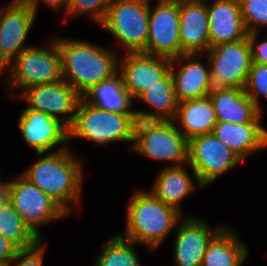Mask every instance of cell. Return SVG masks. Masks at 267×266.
<instances>
[{
  "label": "cell",
  "instance_id": "obj_1",
  "mask_svg": "<svg viewBox=\"0 0 267 266\" xmlns=\"http://www.w3.org/2000/svg\"><path fill=\"white\" fill-rule=\"evenodd\" d=\"M36 155L40 158L21 174L70 215L81 201L83 160L77 158L69 147Z\"/></svg>",
  "mask_w": 267,
  "mask_h": 266
},
{
  "label": "cell",
  "instance_id": "obj_2",
  "mask_svg": "<svg viewBox=\"0 0 267 266\" xmlns=\"http://www.w3.org/2000/svg\"><path fill=\"white\" fill-rule=\"evenodd\" d=\"M61 54L63 79L81 96L118 71L117 52L88 40L55 38Z\"/></svg>",
  "mask_w": 267,
  "mask_h": 266
},
{
  "label": "cell",
  "instance_id": "obj_3",
  "mask_svg": "<svg viewBox=\"0 0 267 266\" xmlns=\"http://www.w3.org/2000/svg\"><path fill=\"white\" fill-rule=\"evenodd\" d=\"M131 195L126 206L125 230L119 234L153 252L176 229L183 214L150 191L135 189Z\"/></svg>",
  "mask_w": 267,
  "mask_h": 266
},
{
  "label": "cell",
  "instance_id": "obj_4",
  "mask_svg": "<svg viewBox=\"0 0 267 266\" xmlns=\"http://www.w3.org/2000/svg\"><path fill=\"white\" fill-rule=\"evenodd\" d=\"M150 0H112L100 27L129 52H145L149 34Z\"/></svg>",
  "mask_w": 267,
  "mask_h": 266
},
{
  "label": "cell",
  "instance_id": "obj_5",
  "mask_svg": "<svg viewBox=\"0 0 267 266\" xmlns=\"http://www.w3.org/2000/svg\"><path fill=\"white\" fill-rule=\"evenodd\" d=\"M8 90L56 82L63 79L61 54L55 37L46 47L37 45L23 50L10 64L7 73Z\"/></svg>",
  "mask_w": 267,
  "mask_h": 266
},
{
  "label": "cell",
  "instance_id": "obj_6",
  "mask_svg": "<svg viewBox=\"0 0 267 266\" xmlns=\"http://www.w3.org/2000/svg\"><path fill=\"white\" fill-rule=\"evenodd\" d=\"M6 194L24 223L42 240L39 229L42 225L68 216L51 197L22 174L6 180Z\"/></svg>",
  "mask_w": 267,
  "mask_h": 266
},
{
  "label": "cell",
  "instance_id": "obj_7",
  "mask_svg": "<svg viewBox=\"0 0 267 266\" xmlns=\"http://www.w3.org/2000/svg\"><path fill=\"white\" fill-rule=\"evenodd\" d=\"M130 114H120L79 102L74 120L69 127V142L73 138L90 140L97 145L129 142Z\"/></svg>",
  "mask_w": 267,
  "mask_h": 266
},
{
  "label": "cell",
  "instance_id": "obj_8",
  "mask_svg": "<svg viewBox=\"0 0 267 266\" xmlns=\"http://www.w3.org/2000/svg\"><path fill=\"white\" fill-rule=\"evenodd\" d=\"M243 162L213 133L198 135L188 140V166L196 173L201 186L206 188Z\"/></svg>",
  "mask_w": 267,
  "mask_h": 266
},
{
  "label": "cell",
  "instance_id": "obj_9",
  "mask_svg": "<svg viewBox=\"0 0 267 266\" xmlns=\"http://www.w3.org/2000/svg\"><path fill=\"white\" fill-rule=\"evenodd\" d=\"M205 54L210 64L213 88H245L252 65L248 37L210 47Z\"/></svg>",
  "mask_w": 267,
  "mask_h": 266
},
{
  "label": "cell",
  "instance_id": "obj_10",
  "mask_svg": "<svg viewBox=\"0 0 267 266\" xmlns=\"http://www.w3.org/2000/svg\"><path fill=\"white\" fill-rule=\"evenodd\" d=\"M23 99L29 107L57 118L68 128L71 126L82 96L64 79L26 88L10 95Z\"/></svg>",
  "mask_w": 267,
  "mask_h": 266
},
{
  "label": "cell",
  "instance_id": "obj_11",
  "mask_svg": "<svg viewBox=\"0 0 267 266\" xmlns=\"http://www.w3.org/2000/svg\"><path fill=\"white\" fill-rule=\"evenodd\" d=\"M152 2L146 53L174 59L180 56L179 0H156L153 6Z\"/></svg>",
  "mask_w": 267,
  "mask_h": 266
},
{
  "label": "cell",
  "instance_id": "obj_12",
  "mask_svg": "<svg viewBox=\"0 0 267 266\" xmlns=\"http://www.w3.org/2000/svg\"><path fill=\"white\" fill-rule=\"evenodd\" d=\"M20 114L19 131L26 143L35 150V154L55 152L69 147L67 144L69 128L63 122L27 107ZM57 145L60 146L57 147Z\"/></svg>",
  "mask_w": 267,
  "mask_h": 266
},
{
  "label": "cell",
  "instance_id": "obj_13",
  "mask_svg": "<svg viewBox=\"0 0 267 266\" xmlns=\"http://www.w3.org/2000/svg\"><path fill=\"white\" fill-rule=\"evenodd\" d=\"M173 243L175 266H201L209 242L224 227L211 230L208 222L195 216L183 217L177 224Z\"/></svg>",
  "mask_w": 267,
  "mask_h": 266
},
{
  "label": "cell",
  "instance_id": "obj_14",
  "mask_svg": "<svg viewBox=\"0 0 267 266\" xmlns=\"http://www.w3.org/2000/svg\"><path fill=\"white\" fill-rule=\"evenodd\" d=\"M34 11L19 0L0 7V56L9 65L23 50L36 20Z\"/></svg>",
  "mask_w": 267,
  "mask_h": 266
},
{
  "label": "cell",
  "instance_id": "obj_15",
  "mask_svg": "<svg viewBox=\"0 0 267 266\" xmlns=\"http://www.w3.org/2000/svg\"><path fill=\"white\" fill-rule=\"evenodd\" d=\"M118 59V71L131 98L157 84L169 71L171 59L145 52H129Z\"/></svg>",
  "mask_w": 267,
  "mask_h": 266
},
{
  "label": "cell",
  "instance_id": "obj_16",
  "mask_svg": "<svg viewBox=\"0 0 267 266\" xmlns=\"http://www.w3.org/2000/svg\"><path fill=\"white\" fill-rule=\"evenodd\" d=\"M132 150L151 160L166 161L169 166L188 165V140L174 121H166L155 131L139 139Z\"/></svg>",
  "mask_w": 267,
  "mask_h": 266
},
{
  "label": "cell",
  "instance_id": "obj_17",
  "mask_svg": "<svg viewBox=\"0 0 267 266\" xmlns=\"http://www.w3.org/2000/svg\"><path fill=\"white\" fill-rule=\"evenodd\" d=\"M200 56V54H182L171 59L170 73L178 102L209 96L213 89L209 61L207 59L208 65H205L198 59Z\"/></svg>",
  "mask_w": 267,
  "mask_h": 266
},
{
  "label": "cell",
  "instance_id": "obj_18",
  "mask_svg": "<svg viewBox=\"0 0 267 266\" xmlns=\"http://www.w3.org/2000/svg\"><path fill=\"white\" fill-rule=\"evenodd\" d=\"M180 55L201 54L210 48L207 0H179Z\"/></svg>",
  "mask_w": 267,
  "mask_h": 266
},
{
  "label": "cell",
  "instance_id": "obj_19",
  "mask_svg": "<svg viewBox=\"0 0 267 266\" xmlns=\"http://www.w3.org/2000/svg\"><path fill=\"white\" fill-rule=\"evenodd\" d=\"M207 1L210 47L247 38L239 0Z\"/></svg>",
  "mask_w": 267,
  "mask_h": 266
},
{
  "label": "cell",
  "instance_id": "obj_20",
  "mask_svg": "<svg viewBox=\"0 0 267 266\" xmlns=\"http://www.w3.org/2000/svg\"><path fill=\"white\" fill-rule=\"evenodd\" d=\"M261 122L232 124L217 121L213 134L242 161L267 148V129Z\"/></svg>",
  "mask_w": 267,
  "mask_h": 266
},
{
  "label": "cell",
  "instance_id": "obj_21",
  "mask_svg": "<svg viewBox=\"0 0 267 266\" xmlns=\"http://www.w3.org/2000/svg\"><path fill=\"white\" fill-rule=\"evenodd\" d=\"M217 121L241 124L260 122L262 113L254 101L239 87L213 88L209 94Z\"/></svg>",
  "mask_w": 267,
  "mask_h": 266
},
{
  "label": "cell",
  "instance_id": "obj_22",
  "mask_svg": "<svg viewBox=\"0 0 267 266\" xmlns=\"http://www.w3.org/2000/svg\"><path fill=\"white\" fill-rule=\"evenodd\" d=\"M193 178L190 176L185 165L165 166L156 176L150 192L164 204L176 208L182 212V201L192 194L195 187H203L199 183L196 173L192 170ZM197 186H196V185Z\"/></svg>",
  "mask_w": 267,
  "mask_h": 266
},
{
  "label": "cell",
  "instance_id": "obj_23",
  "mask_svg": "<svg viewBox=\"0 0 267 266\" xmlns=\"http://www.w3.org/2000/svg\"><path fill=\"white\" fill-rule=\"evenodd\" d=\"M173 121L187 140L212 133L217 123L214 104L209 96L179 102Z\"/></svg>",
  "mask_w": 267,
  "mask_h": 266
},
{
  "label": "cell",
  "instance_id": "obj_24",
  "mask_svg": "<svg viewBox=\"0 0 267 266\" xmlns=\"http://www.w3.org/2000/svg\"><path fill=\"white\" fill-rule=\"evenodd\" d=\"M82 99L99 109L120 114H130L131 108L136 104L125 88L119 71L93 85L82 95Z\"/></svg>",
  "mask_w": 267,
  "mask_h": 266
},
{
  "label": "cell",
  "instance_id": "obj_25",
  "mask_svg": "<svg viewBox=\"0 0 267 266\" xmlns=\"http://www.w3.org/2000/svg\"><path fill=\"white\" fill-rule=\"evenodd\" d=\"M227 224L209 242L201 266H243L249 249Z\"/></svg>",
  "mask_w": 267,
  "mask_h": 266
},
{
  "label": "cell",
  "instance_id": "obj_26",
  "mask_svg": "<svg viewBox=\"0 0 267 266\" xmlns=\"http://www.w3.org/2000/svg\"><path fill=\"white\" fill-rule=\"evenodd\" d=\"M0 235L18 249L31 247L40 240L24 223L7 194L0 200Z\"/></svg>",
  "mask_w": 267,
  "mask_h": 266
},
{
  "label": "cell",
  "instance_id": "obj_27",
  "mask_svg": "<svg viewBox=\"0 0 267 266\" xmlns=\"http://www.w3.org/2000/svg\"><path fill=\"white\" fill-rule=\"evenodd\" d=\"M135 100H140L167 121H173L178 109L173 78L170 71L157 84L148 87Z\"/></svg>",
  "mask_w": 267,
  "mask_h": 266
},
{
  "label": "cell",
  "instance_id": "obj_28",
  "mask_svg": "<svg viewBox=\"0 0 267 266\" xmlns=\"http://www.w3.org/2000/svg\"><path fill=\"white\" fill-rule=\"evenodd\" d=\"M135 245V242L115 233L104 242L102 250L94 259V266H141L133 247Z\"/></svg>",
  "mask_w": 267,
  "mask_h": 266
},
{
  "label": "cell",
  "instance_id": "obj_29",
  "mask_svg": "<svg viewBox=\"0 0 267 266\" xmlns=\"http://www.w3.org/2000/svg\"><path fill=\"white\" fill-rule=\"evenodd\" d=\"M167 120L160 114L148 110H133L129 117V143L132 146L142 137L158 129Z\"/></svg>",
  "mask_w": 267,
  "mask_h": 266
},
{
  "label": "cell",
  "instance_id": "obj_30",
  "mask_svg": "<svg viewBox=\"0 0 267 266\" xmlns=\"http://www.w3.org/2000/svg\"><path fill=\"white\" fill-rule=\"evenodd\" d=\"M112 0H69L65 13V23L68 19L85 16L99 24L104 20ZM67 20V21H66Z\"/></svg>",
  "mask_w": 267,
  "mask_h": 266
},
{
  "label": "cell",
  "instance_id": "obj_31",
  "mask_svg": "<svg viewBox=\"0 0 267 266\" xmlns=\"http://www.w3.org/2000/svg\"><path fill=\"white\" fill-rule=\"evenodd\" d=\"M239 3L248 34L267 27V0H239Z\"/></svg>",
  "mask_w": 267,
  "mask_h": 266
},
{
  "label": "cell",
  "instance_id": "obj_32",
  "mask_svg": "<svg viewBox=\"0 0 267 266\" xmlns=\"http://www.w3.org/2000/svg\"><path fill=\"white\" fill-rule=\"evenodd\" d=\"M246 94L254 101L257 108L262 112L260 97L267 100V65L252 63L248 80L245 86ZM261 95V96H260Z\"/></svg>",
  "mask_w": 267,
  "mask_h": 266
},
{
  "label": "cell",
  "instance_id": "obj_33",
  "mask_svg": "<svg viewBox=\"0 0 267 266\" xmlns=\"http://www.w3.org/2000/svg\"><path fill=\"white\" fill-rule=\"evenodd\" d=\"M40 239L35 245L17 251L10 266H43L46 246Z\"/></svg>",
  "mask_w": 267,
  "mask_h": 266
},
{
  "label": "cell",
  "instance_id": "obj_34",
  "mask_svg": "<svg viewBox=\"0 0 267 266\" xmlns=\"http://www.w3.org/2000/svg\"><path fill=\"white\" fill-rule=\"evenodd\" d=\"M247 37L251 47L252 63L267 65V37L258 41V32L249 33Z\"/></svg>",
  "mask_w": 267,
  "mask_h": 266
},
{
  "label": "cell",
  "instance_id": "obj_35",
  "mask_svg": "<svg viewBox=\"0 0 267 266\" xmlns=\"http://www.w3.org/2000/svg\"><path fill=\"white\" fill-rule=\"evenodd\" d=\"M19 1L30 7L34 11L36 16L39 11L38 8L40 2L45 3V5H48L50 8L58 12L63 11L62 12V14L64 13L62 15L63 17H65V13L69 3V0H19Z\"/></svg>",
  "mask_w": 267,
  "mask_h": 266
},
{
  "label": "cell",
  "instance_id": "obj_36",
  "mask_svg": "<svg viewBox=\"0 0 267 266\" xmlns=\"http://www.w3.org/2000/svg\"><path fill=\"white\" fill-rule=\"evenodd\" d=\"M19 249L0 235V264L11 263Z\"/></svg>",
  "mask_w": 267,
  "mask_h": 266
},
{
  "label": "cell",
  "instance_id": "obj_37",
  "mask_svg": "<svg viewBox=\"0 0 267 266\" xmlns=\"http://www.w3.org/2000/svg\"><path fill=\"white\" fill-rule=\"evenodd\" d=\"M8 67L9 65L4 60H0V75L2 74L1 72L3 71L8 73Z\"/></svg>",
  "mask_w": 267,
  "mask_h": 266
},
{
  "label": "cell",
  "instance_id": "obj_38",
  "mask_svg": "<svg viewBox=\"0 0 267 266\" xmlns=\"http://www.w3.org/2000/svg\"><path fill=\"white\" fill-rule=\"evenodd\" d=\"M6 195V180L0 185V200Z\"/></svg>",
  "mask_w": 267,
  "mask_h": 266
},
{
  "label": "cell",
  "instance_id": "obj_39",
  "mask_svg": "<svg viewBox=\"0 0 267 266\" xmlns=\"http://www.w3.org/2000/svg\"><path fill=\"white\" fill-rule=\"evenodd\" d=\"M0 266H10V263H2Z\"/></svg>",
  "mask_w": 267,
  "mask_h": 266
},
{
  "label": "cell",
  "instance_id": "obj_40",
  "mask_svg": "<svg viewBox=\"0 0 267 266\" xmlns=\"http://www.w3.org/2000/svg\"><path fill=\"white\" fill-rule=\"evenodd\" d=\"M2 175L0 174V185L5 181L4 179L1 178Z\"/></svg>",
  "mask_w": 267,
  "mask_h": 266
}]
</instances>
